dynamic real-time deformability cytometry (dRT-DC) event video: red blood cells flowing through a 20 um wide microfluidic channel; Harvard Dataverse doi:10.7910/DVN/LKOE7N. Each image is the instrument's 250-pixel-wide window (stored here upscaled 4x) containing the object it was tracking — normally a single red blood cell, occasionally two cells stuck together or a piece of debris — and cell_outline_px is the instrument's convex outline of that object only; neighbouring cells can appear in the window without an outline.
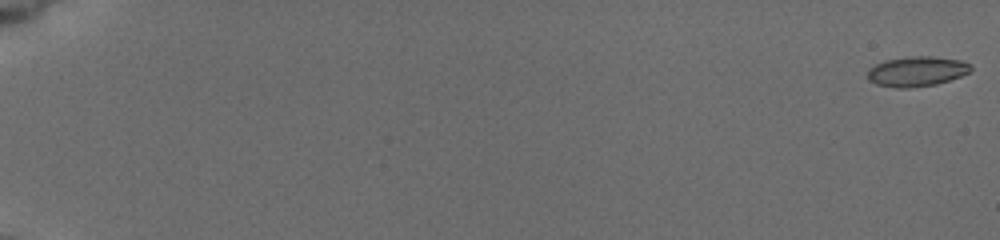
{"species": "common noctule bat (a hibernating species)", "species_latin": "Nyctalus noctula", "temperature_condition": "cold", "stored_images_in_passage": 88, "camera_frame_rate_fps": 3000, "um_per_image_px": 0.085, "animal": {"sex": "female", "body_mass_g": 19.5, "forearm_length_mm": 54.1}, "frame": {"image": 1, "passage_image": 1, "time_ms": 0.0, "image_size_px": [1000, 240], "cell_outline_px": [[972, 68], [968, 72], [960, 76], [936, 84], [908, 88], [896, 88], [876, 84], [868, 80], [868, 68], [884, 60], [908, 56], [932, 56], [964, 60], [972, 64]], "centroid_in_image_um": [77.92, 6.05], "position_along_channel_um": 7.1, "area_um2": 18.21}}
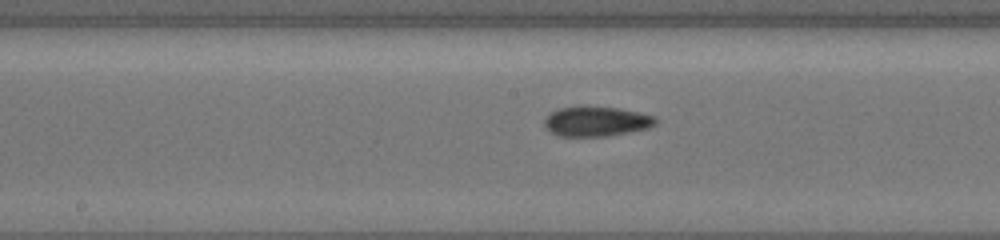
{"frame": {"image": 2, "passage_image": 48, "time_ms": 10.333, "image_size_px": [1000, 240], "cell_outline_px": [[656, 124], [648, 128], [608, 136], [556, 136], [544, 128], [544, 116], [548, 112], [556, 108], [576, 104], [588, 104], [620, 108], [640, 112], [656, 116]], "centroid_in_image_um": [50.6, 10.27], "position_along_channel_um": 197.6, "area_um2": 20.4}}
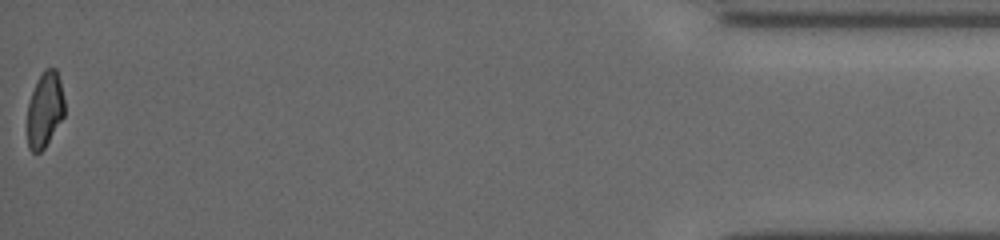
{"frame": {"image": 3, "passage_image": 86, "time_ms": 18.333, "image_size_px": [1000, 240], "cell_outline_px": [[64, 116], [44, 148], [40, 152], [32, 152], [28, 148], [28, 104], [32, 92], [44, 68], [56, 68], [60, 80], [64, 100]], "centroid_in_image_um": [3.82, 9.32], "position_along_channel_um": 431.4, "area_um2": 16.13}, "authors_computed_cell_mechanics": {"area_um2": 18.1492, "velocity_mm_per_s": 3.9025, "shape_relaxation_time_tau1_ms": 10.0339, "shape_relaxation_time_tau2_ms": 7.1976, "deformation_change_tau1": 0.1767, "deformation_change_tau2": 0.0949}}